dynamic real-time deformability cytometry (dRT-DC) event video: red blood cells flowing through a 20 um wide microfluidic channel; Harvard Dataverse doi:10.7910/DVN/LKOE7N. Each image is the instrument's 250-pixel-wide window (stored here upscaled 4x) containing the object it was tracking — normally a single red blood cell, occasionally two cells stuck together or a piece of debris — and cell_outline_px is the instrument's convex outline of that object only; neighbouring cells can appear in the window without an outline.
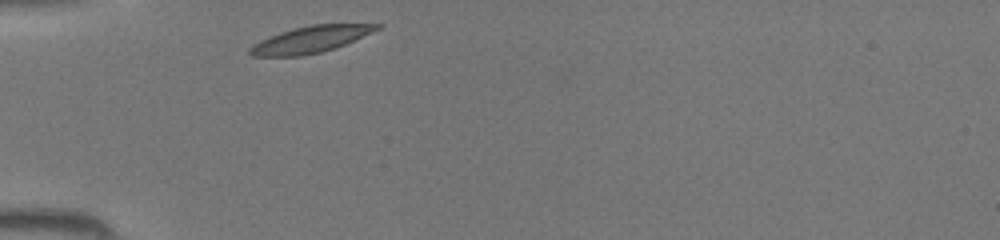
{"species": "common noctule bat (a hibernating species)", "species_latin": "Nyctalus noctula", "temperature_condition": "room temperature", "stored_images_in_passage": 10, "camera_frame_rate_fps": 3000, "um_per_image_px": 0.085, "animal": {"sex": "female", "body_mass_g": 19.5, "forearm_length_mm": 54.1}, "frame": {"image": 1, "passage_image": 1, "time_ms": 0.0, "image_size_px": [1000, 240], "cell_outline_px": [[384, 24], [380, 28], [336, 48], [320, 52], [300, 56], [252, 56], [248, 52], [248, 48], [252, 44], [260, 40], [280, 32], [292, 28], [312, 24]], "centroid_in_image_um": [26.35, 3.35], "position_along_channel_um": 58.7, "area_um2": 19.59}}
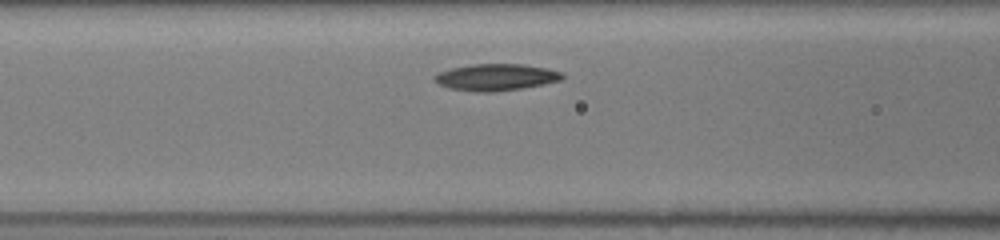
{"frame": {"image": 2, "passage_image": 6, "time_ms": 1.667, "image_size_px": [1000, 240], "cell_outline_px": [[564, 76], [560, 80], [544, 84], [524, 88], [492, 92], [476, 92], [448, 88], [432, 80], [432, 76], [436, 72], [452, 68], [472, 64], [524, 64], [548, 68], [564, 72]], "centroid_in_image_um": [42.14, 6.56], "position_along_channel_um": 124.5, "area_um2": 20.17}}
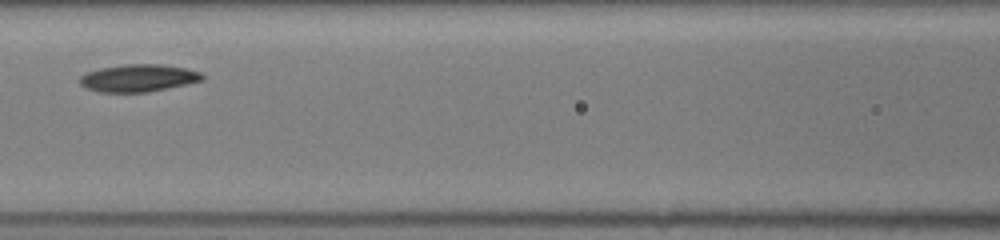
{"frame": {"image": 3, "passage_image": 8, "time_ms": 2.333, "image_size_px": [1000, 240], "cell_outline_px": [[204, 80], [168, 88], [148, 92], [96, 92], [84, 88], [80, 84], [80, 76], [88, 72], [100, 68], [124, 64], [160, 64], [184, 68], [200, 72], [204, 76]], "centroid_in_image_um": [11.73, 6.64], "position_along_channel_um": 154.9, "area_um2": 19.59}}